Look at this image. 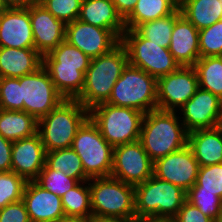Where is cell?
Instances as JSON below:
<instances>
[{"label": "cell", "mask_w": 222, "mask_h": 222, "mask_svg": "<svg viewBox=\"0 0 222 222\" xmlns=\"http://www.w3.org/2000/svg\"><path fill=\"white\" fill-rule=\"evenodd\" d=\"M139 142L154 162L184 148L188 143V132L178 112L156 109L144 114Z\"/></svg>", "instance_id": "6da1fadb"}, {"label": "cell", "mask_w": 222, "mask_h": 222, "mask_svg": "<svg viewBox=\"0 0 222 222\" xmlns=\"http://www.w3.org/2000/svg\"><path fill=\"white\" fill-rule=\"evenodd\" d=\"M90 62L88 55L66 40L43 56V67L65 99H76L81 94Z\"/></svg>", "instance_id": "7a4b0ae2"}, {"label": "cell", "mask_w": 222, "mask_h": 222, "mask_svg": "<svg viewBox=\"0 0 222 222\" xmlns=\"http://www.w3.org/2000/svg\"><path fill=\"white\" fill-rule=\"evenodd\" d=\"M128 64L125 47L119 43L110 52L91 59L85 74V84L76 98L87 110L106 103L112 88Z\"/></svg>", "instance_id": "3957f363"}, {"label": "cell", "mask_w": 222, "mask_h": 222, "mask_svg": "<svg viewBox=\"0 0 222 222\" xmlns=\"http://www.w3.org/2000/svg\"><path fill=\"white\" fill-rule=\"evenodd\" d=\"M88 118L89 110L76 99L63 100L40 118L37 133L46 152L71 148L77 131Z\"/></svg>", "instance_id": "277c9868"}, {"label": "cell", "mask_w": 222, "mask_h": 222, "mask_svg": "<svg viewBox=\"0 0 222 222\" xmlns=\"http://www.w3.org/2000/svg\"><path fill=\"white\" fill-rule=\"evenodd\" d=\"M134 188L136 220L172 219L187 200V192L181 187L154 175Z\"/></svg>", "instance_id": "5b68a950"}, {"label": "cell", "mask_w": 222, "mask_h": 222, "mask_svg": "<svg viewBox=\"0 0 222 222\" xmlns=\"http://www.w3.org/2000/svg\"><path fill=\"white\" fill-rule=\"evenodd\" d=\"M92 216L136 220L135 188L114 177L89 180Z\"/></svg>", "instance_id": "8992f818"}, {"label": "cell", "mask_w": 222, "mask_h": 222, "mask_svg": "<svg viewBox=\"0 0 222 222\" xmlns=\"http://www.w3.org/2000/svg\"><path fill=\"white\" fill-rule=\"evenodd\" d=\"M157 79L129 63L112 88L106 103L148 113L157 109Z\"/></svg>", "instance_id": "52a82bcc"}, {"label": "cell", "mask_w": 222, "mask_h": 222, "mask_svg": "<svg viewBox=\"0 0 222 222\" xmlns=\"http://www.w3.org/2000/svg\"><path fill=\"white\" fill-rule=\"evenodd\" d=\"M89 117L113 147L139 141L144 117L139 110L102 103L89 110Z\"/></svg>", "instance_id": "ba28073f"}, {"label": "cell", "mask_w": 222, "mask_h": 222, "mask_svg": "<svg viewBox=\"0 0 222 222\" xmlns=\"http://www.w3.org/2000/svg\"><path fill=\"white\" fill-rule=\"evenodd\" d=\"M71 148L79 155L89 178L111 175L114 147L103 138L90 117L77 131Z\"/></svg>", "instance_id": "9c48e42d"}, {"label": "cell", "mask_w": 222, "mask_h": 222, "mask_svg": "<svg viewBox=\"0 0 222 222\" xmlns=\"http://www.w3.org/2000/svg\"><path fill=\"white\" fill-rule=\"evenodd\" d=\"M120 43L126 49L128 63L156 79L172 73L180 67L169 48H163L143 38L135 29H126L121 36Z\"/></svg>", "instance_id": "30bf717a"}, {"label": "cell", "mask_w": 222, "mask_h": 222, "mask_svg": "<svg viewBox=\"0 0 222 222\" xmlns=\"http://www.w3.org/2000/svg\"><path fill=\"white\" fill-rule=\"evenodd\" d=\"M20 85L24 111L37 120L65 100L56 90L49 73L43 66L32 74L20 77Z\"/></svg>", "instance_id": "8fae6325"}, {"label": "cell", "mask_w": 222, "mask_h": 222, "mask_svg": "<svg viewBox=\"0 0 222 222\" xmlns=\"http://www.w3.org/2000/svg\"><path fill=\"white\" fill-rule=\"evenodd\" d=\"M199 88L193 66H180L176 71L157 78V109L177 112Z\"/></svg>", "instance_id": "7c38bea8"}, {"label": "cell", "mask_w": 222, "mask_h": 222, "mask_svg": "<svg viewBox=\"0 0 222 222\" xmlns=\"http://www.w3.org/2000/svg\"><path fill=\"white\" fill-rule=\"evenodd\" d=\"M153 175V161L139 141L114 147L111 177L136 186Z\"/></svg>", "instance_id": "4fadbf2b"}, {"label": "cell", "mask_w": 222, "mask_h": 222, "mask_svg": "<svg viewBox=\"0 0 222 222\" xmlns=\"http://www.w3.org/2000/svg\"><path fill=\"white\" fill-rule=\"evenodd\" d=\"M177 112L188 133L215 128L222 123V100L210 91L198 88Z\"/></svg>", "instance_id": "5bb4252c"}, {"label": "cell", "mask_w": 222, "mask_h": 222, "mask_svg": "<svg viewBox=\"0 0 222 222\" xmlns=\"http://www.w3.org/2000/svg\"><path fill=\"white\" fill-rule=\"evenodd\" d=\"M199 163L191 148H184L156 159L153 162V175L188 191L197 180Z\"/></svg>", "instance_id": "9a60e30c"}, {"label": "cell", "mask_w": 222, "mask_h": 222, "mask_svg": "<svg viewBox=\"0 0 222 222\" xmlns=\"http://www.w3.org/2000/svg\"><path fill=\"white\" fill-rule=\"evenodd\" d=\"M65 40L91 59L110 52L120 39L109 29L79 19L66 24Z\"/></svg>", "instance_id": "2e32d148"}, {"label": "cell", "mask_w": 222, "mask_h": 222, "mask_svg": "<svg viewBox=\"0 0 222 222\" xmlns=\"http://www.w3.org/2000/svg\"><path fill=\"white\" fill-rule=\"evenodd\" d=\"M35 50L43 57L65 40L66 24L55 18L42 4L30 7Z\"/></svg>", "instance_id": "e0dca14e"}, {"label": "cell", "mask_w": 222, "mask_h": 222, "mask_svg": "<svg viewBox=\"0 0 222 222\" xmlns=\"http://www.w3.org/2000/svg\"><path fill=\"white\" fill-rule=\"evenodd\" d=\"M46 150L40 135L14 141L12 145L11 171L27 181H34L46 165Z\"/></svg>", "instance_id": "ac0fdd59"}, {"label": "cell", "mask_w": 222, "mask_h": 222, "mask_svg": "<svg viewBox=\"0 0 222 222\" xmlns=\"http://www.w3.org/2000/svg\"><path fill=\"white\" fill-rule=\"evenodd\" d=\"M0 47L35 48L29 8H7L0 13Z\"/></svg>", "instance_id": "d6986e66"}, {"label": "cell", "mask_w": 222, "mask_h": 222, "mask_svg": "<svg viewBox=\"0 0 222 222\" xmlns=\"http://www.w3.org/2000/svg\"><path fill=\"white\" fill-rule=\"evenodd\" d=\"M22 200L31 222H55L65 216L61 197L44 190L35 181H28Z\"/></svg>", "instance_id": "ffe728a7"}, {"label": "cell", "mask_w": 222, "mask_h": 222, "mask_svg": "<svg viewBox=\"0 0 222 222\" xmlns=\"http://www.w3.org/2000/svg\"><path fill=\"white\" fill-rule=\"evenodd\" d=\"M169 51L180 66H194L200 58L199 30L182 14L174 22Z\"/></svg>", "instance_id": "44dd1931"}, {"label": "cell", "mask_w": 222, "mask_h": 222, "mask_svg": "<svg viewBox=\"0 0 222 222\" xmlns=\"http://www.w3.org/2000/svg\"><path fill=\"white\" fill-rule=\"evenodd\" d=\"M43 66V57L35 48L0 47V76L20 78Z\"/></svg>", "instance_id": "7402d4cb"}, {"label": "cell", "mask_w": 222, "mask_h": 222, "mask_svg": "<svg viewBox=\"0 0 222 222\" xmlns=\"http://www.w3.org/2000/svg\"><path fill=\"white\" fill-rule=\"evenodd\" d=\"M79 20L111 30L119 39L124 33V19L111 0H83Z\"/></svg>", "instance_id": "603a6c76"}, {"label": "cell", "mask_w": 222, "mask_h": 222, "mask_svg": "<svg viewBox=\"0 0 222 222\" xmlns=\"http://www.w3.org/2000/svg\"><path fill=\"white\" fill-rule=\"evenodd\" d=\"M187 145L199 166L222 163V125L189 132Z\"/></svg>", "instance_id": "cb8c5ba5"}, {"label": "cell", "mask_w": 222, "mask_h": 222, "mask_svg": "<svg viewBox=\"0 0 222 222\" xmlns=\"http://www.w3.org/2000/svg\"><path fill=\"white\" fill-rule=\"evenodd\" d=\"M38 120L25 111L0 109V135L12 142L37 133Z\"/></svg>", "instance_id": "d4e9b609"}, {"label": "cell", "mask_w": 222, "mask_h": 222, "mask_svg": "<svg viewBox=\"0 0 222 222\" xmlns=\"http://www.w3.org/2000/svg\"><path fill=\"white\" fill-rule=\"evenodd\" d=\"M179 6L173 0H138L132 12L124 19L125 29H136L140 24L167 17Z\"/></svg>", "instance_id": "484cf974"}, {"label": "cell", "mask_w": 222, "mask_h": 222, "mask_svg": "<svg viewBox=\"0 0 222 222\" xmlns=\"http://www.w3.org/2000/svg\"><path fill=\"white\" fill-rule=\"evenodd\" d=\"M179 10L198 30L222 20L220 0H186Z\"/></svg>", "instance_id": "4316f807"}, {"label": "cell", "mask_w": 222, "mask_h": 222, "mask_svg": "<svg viewBox=\"0 0 222 222\" xmlns=\"http://www.w3.org/2000/svg\"><path fill=\"white\" fill-rule=\"evenodd\" d=\"M193 67L199 88L210 91L222 100V56L200 57Z\"/></svg>", "instance_id": "83f0119b"}, {"label": "cell", "mask_w": 222, "mask_h": 222, "mask_svg": "<svg viewBox=\"0 0 222 222\" xmlns=\"http://www.w3.org/2000/svg\"><path fill=\"white\" fill-rule=\"evenodd\" d=\"M46 164L55 171H62L79 182L88 181L79 155L72 149H59L46 153Z\"/></svg>", "instance_id": "f1b7e54d"}, {"label": "cell", "mask_w": 222, "mask_h": 222, "mask_svg": "<svg viewBox=\"0 0 222 222\" xmlns=\"http://www.w3.org/2000/svg\"><path fill=\"white\" fill-rule=\"evenodd\" d=\"M61 201L65 216L89 219L92 216L89 180L79 182L61 197Z\"/></svg>", "instance_id": "f546056e"}, {"label": "cell", "mask_w": 222, "mask_h": 222, "mask_svg": "<svg viewBox=\"0 0 222 222\" xmlns=\"http://www.w3.org/2000/svg\"><path fill=\"white\" fill-rule=\"evenodd\" d=\"M181 14L179 8L171 15L140 24L135 30L145 39L163 48H169L176 18Z\"/></svg>", "instance_id": "4dcf8cb0"}, {"label": "cell", "mask_w": 222, "mask_h": 222, "mask_svg": "<svg viewBox=\"0 0 222 222\" xmlns=\"http://www.w3.org/2000/svg\"><path fill=\"white\" fill-rule=\"evenodd\" d=\"M34 181L44 190L50 191L59 197H62L79 183L77 179L67 176L62 171L52 170L47 164Z\"/></svg>", "instance_id": "1f68e13d"}, {"label": "cell", "mask_w": 222, "mask_h": 222, "mask_svg": "<svg viewBox=\"0 0 222 222\" xmlns=\"http://www.w3.org/2000/svg\"><path fill=\"white\" fill-rule=\"evenodd\" d=\"M187 192L215 193L222 198V163L200 166L196 183Z\"/></svg>", "instance_id": "d6a6232c"}, {"label": "cell", "mask_w": 222, "mask_h": 222, "mask_svg": "<svg viewBox=\"0 0 222 222\" xmlns=\"http://www.w3.org/2000/svg\"><path fill=\"white\" fill-rule=\"evenodd\" d=\"M27 182L15 172H0V206L22 200Z\"/></svg>", "instance_id": "836d02e7"}, {"label": "cell", "mask_w": 222, "mask_h": 222, "mask_svg": "<svg viewBox=\"0 0 222 222\" xmlns=\"http://www.w3.org/2000/svg\"><path fill=\"white\" fill-rule=\"evenodd\" d=\"M200 57L222 56V20L199 30Z\"/></svg>", "instance_id": "e575fe53"}, {"label": "cell", "mask_w": 222, "mask_h": 222, "mask_svg": "<svg viewBox=\"0 0 222 222\" xmlns=\"http://www.w3.org/2000/svg\"><path fill=\"white\" fill-rule=\"evenodd\" d=\"M186 198L214 222H222V198L215 193L187 192Z\"/></svg>", "instance_id": "d590c367"}, {"label": "cell", "mask_w": 222, "mask_h": 222, "mask_svg": "<svg viewBox=\"0 0 222 222\" xmlns=\"http://www.w3.org/2000/svg\"><path fill=\"white\" fill-rule=\"evenodd\" d=\"M0 109L24 111L20 78L3 77L1 79Z\"/></svg>", "instance_id": "8d00e7d4"}, {"label": "cell", "mask_w": 222, "mask_h": 222, "mask_svg": "<svg viewBox=\"0 0 222 222\" xmlns=\"http://www.w3.org/2000/svg\"><path fill=\"white\" fill-rule=\"evenodd\" d=\"M83 0H41L42 4L55 18L65 24L78 19Z\"/></svg>", "instance_id": "74e56055"}, {"label": "cell", "mask_w": 222, "mask_h": 222, "mask_svg": "<svg viewBox=\"0 0 222 222\" xmlns=\"http://www.w3.org/2000/svg\"><path fill=\"white\" fill-rule=\"evenodd\" d=\"M0 222H31L24 201L3 207L0 211Z\"/></svg>", "instance_id": "f35d334b"}, {"label": "cell", "mask_w": 222, "mask_h": 222, "mask_svg": "<svg viewBox=\"0 0 222 222\" xmlns=\"http://www.w3.org/2000/svg\"><path fill=\"white\" fill-rule=\"evenodd\" d=\"M172 219L174 222H214L187 200Z\"/></svg>", "instance_id": "ab89813d"}, {"label": "cell", "mask_w": 222, "mask_h": 222, "mask_svg": "<svg viewBox=\"0 0 222 222\" xmlns=\"http://www.w3.org/2000/svg\"><path fill=\"white\" fill-rule=\"evenodd\" d=\"M13 142L0 135V172L11 171Z\"/></svg>", "instance_id": "60d3db41"}, {"label": "cell", "mask_w": 222, "mask_h": 222, "mask_svg": "<svg viewBox=\"0 0 222 222\" xmlns=\"http://www.w3.org/2000/svg\"><path fill=\"white\" fill-rule=\"evenodd\" d=\"M117 12L125 19L134 9L138 0H111Z\"/></svg>", "instance_id": "b9f144b4"}, {"label": "cell", "mask_w": 222, "mask_h": 222, "mask_svg": "<svg viewBox=\"0 0 222 222\" xmlns=\"http://www.w3.org/2000/svg\"><path fill=\"white\" fill-rule=\"evenodd\" d=\"M7 8H29L39 4L41 0H3Z\"/></svg>", "instance_id": "7bdbcfd3"}, {"label": "cell", "mask_w": 222, "mask_h": 222, "mask_svg": "<svg viewBox=\"0 0 222 222\" xmlns=\"http://www.w3.org/2000/svg\"><path fill=\"white\" fill-rule=\"evenodd\" d=\"M89 222H137V220H126V219H119V218H102L91 216L89 218Z\"/></svg>", "instance_id": "ee69618b"}, {"label": "cell", "mask_w": 222, "mask_h": 222, "mask_svg": "<svg viewBox=\"0 0 222 222\" xmlns=\"http://www.w3.org/2000/svg\"><path fill=\"white\" fill-rule=\"evenodd\" d=\"M55 222H89V219L76 216H63Z\"/></svg>", "instance_id": "f6af8a7d"}, {"label": "cell", "mask_w": 222, "mask_h": 222, "mask_svg": "<svg viewBox=\"0 0 222 222\" xmlns=\"http://www.w3.org/2000/svg\"><path fill=\"white\" fill-rule=\"evenodd\" d=\"M137 222H174L173 219H163V218H144L137 220Z\"/></svg>", "instance_id": "bcb514c9"}, {"label": "cell", "mask_w": 222, "mask_h": 222, "mask_svg": "<svg viewBox=\"0 0 222 222\" xmlns=\"http://www.w3.org/2000/svg\"><path fill=\"white\" fill-rule=\"evenodd\" d=\"M5 9H7V7L5 6L3 0H0V13H1L2 11H4Z\"/></svg>", "instance_id": "7dc6e473"}, {"label": "cell", "mask_w": 222, "mask_h": 222, "mask_svg": "<svg viewBox=\"0 0 222 222\" xmlns=\"http://www.w3.org/2000/svg\"><path fill=\"white\" fill-rule=\"evenodd\" d=\"M178 6H180L186 0H173Z\"/></svg>", "instance_id": "c3c4849f"}]
</instances>
